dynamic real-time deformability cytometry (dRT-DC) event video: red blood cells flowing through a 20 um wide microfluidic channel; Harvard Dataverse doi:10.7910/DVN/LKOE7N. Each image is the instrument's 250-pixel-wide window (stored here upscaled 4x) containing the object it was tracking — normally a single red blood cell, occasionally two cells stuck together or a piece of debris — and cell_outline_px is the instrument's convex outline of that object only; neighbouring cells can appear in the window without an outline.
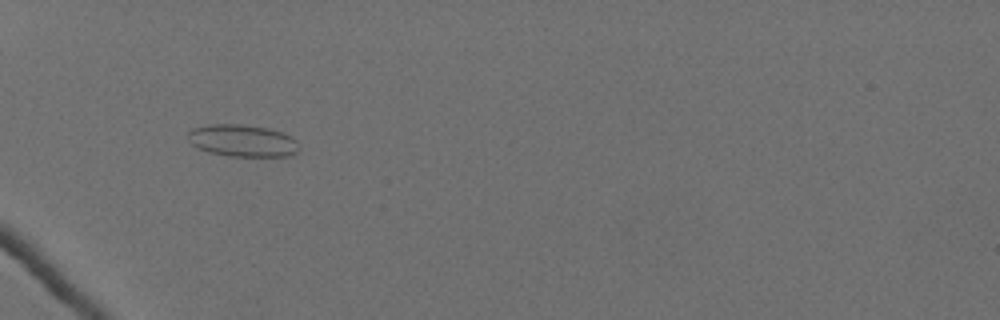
{"species": "Egyptian fruit bat (a non-hibernating species)", "species_latin": "Rousettus aegyptiacus", "temperature_condition": "cold", "stored_images_in_passage": 62, "camera_frame_rate_fps": 3000, "um_per_image_px": 0.085, "animal": {"sex": "female"}, "frame": {"image": 1, "passage_image": 24, "time_ms": 7.667, "image_size_px": [1000, 320], "cell_outline_px": [[296, 152], [292, 156], [228, 156], [208, 152], [192, 144], [188, 140], [188, 132], [192, 128], [208, 124], [240, 124], [268, 128], [284, 132], [292, 136], [296, 140]], "centroid_in_image_um": [20.6, 11.94], "position_along_channel_um": 64.4, "area_um2": 20.81}}
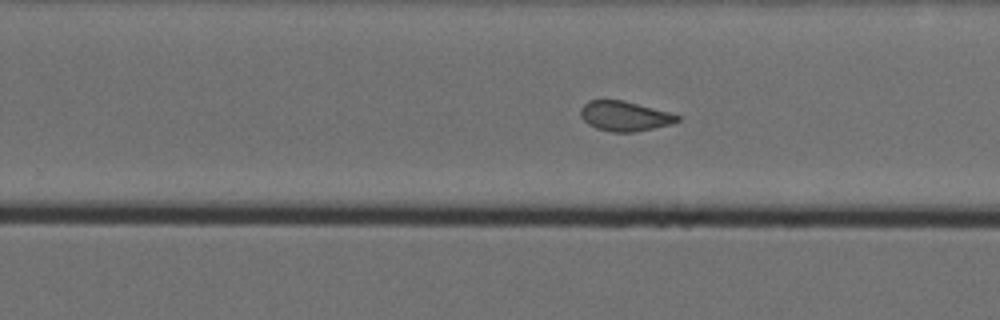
{"frame": {"image": 2, "passage_image": 43, "time_ms": 14.0, "image_size_px": [1000, 320], "cell_outline_px": [[680, 120], [672, 124], [636, 132], [612, 132], [596, 128], [588, 124], [580, 116], [580, 108], [588, 100], [624, 100], [668, 112], [680, 116]], "centroid_in_image_um": [53.08, 9.87], "position_along_channel_um": 276.7, "area_um2": 16.88}}
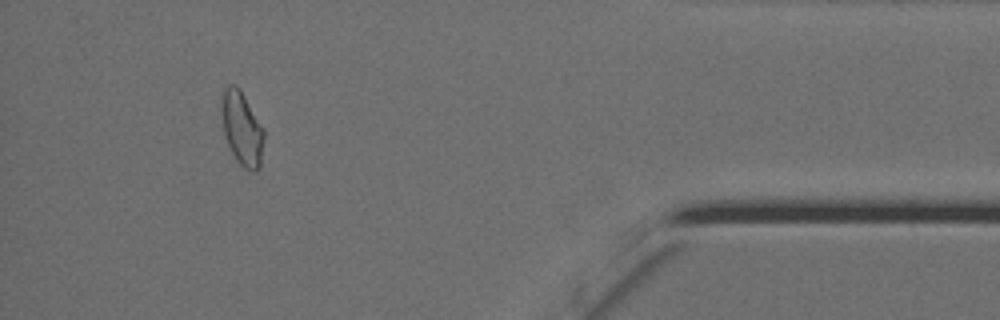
{"frame": {"image": 3, "passage_image": 58, "time_ms": 19.0, "image_size_px": [1000, 320], "cell_outline_px": [[264, 140], [260, 168], [256, 172], [244, 168], [236, 160], [224, 136], [220, 104], [224, 88], [228, 84], [236, 84], [240, 88], [264, 128]], "centroid_in_image_um": [20.56, 10.9], "position_along_channel_um": 414.6, "area_um2": 18.55}, "authors_computed_cell_mechanics": {"area_um2": 18.6694, "velocity_mm_per_s": 3.5318, "shape_relaxation_time_tau1_ms": null, "shape_relaxation_time_tau2_ms": 1.5547, "deformation_change_tau1": null, "deformation_change_tau2": 0.073}}